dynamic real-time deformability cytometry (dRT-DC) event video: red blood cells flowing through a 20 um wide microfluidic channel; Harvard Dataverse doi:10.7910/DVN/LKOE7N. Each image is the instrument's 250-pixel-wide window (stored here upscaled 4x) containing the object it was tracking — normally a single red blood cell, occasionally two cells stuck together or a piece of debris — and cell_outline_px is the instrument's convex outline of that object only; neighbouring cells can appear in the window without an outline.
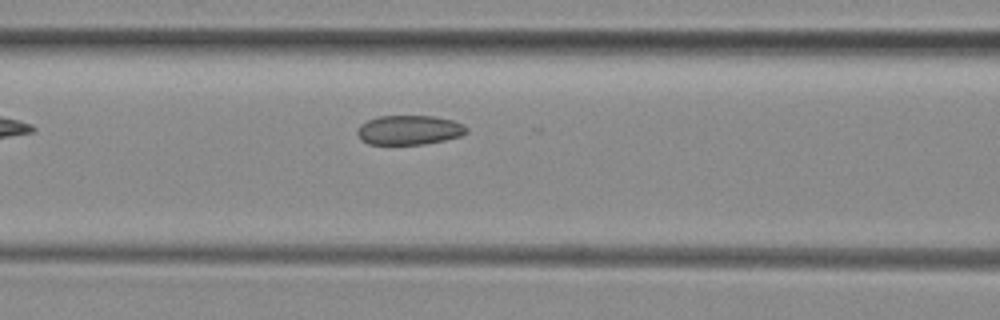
{"species": "common noctule bat (a hibernating species)", "species_latin": "Nyctalus noctula", "temperature_condition": "room temperature", "stored_images_in_passage": 16, "camera_frame_rate_fps": 3000, "um_per_image_px": 0.085, "animal": {"sex": "female", "body_mass_g": 29.2, "forearm_length_mm": 56.3}, "frame": {"image": 1, "passage_image": 5, "time_ms": 1.333, "image_size_px": [1000, 320], "cell_outline_px": [[468, 132], [460, 136], [444, 140], [424, 144], [368, 144], [360, 140], [356, 132], [356, 128], [360, 124], [368, 120], [380, 116], [432, 116], [452, 120], [464, 124], [468, 128]], "centroid_in_image_um": [34.76, 11.05], "position_along_channel_um": 131.8, "area_um2": 18.84}}
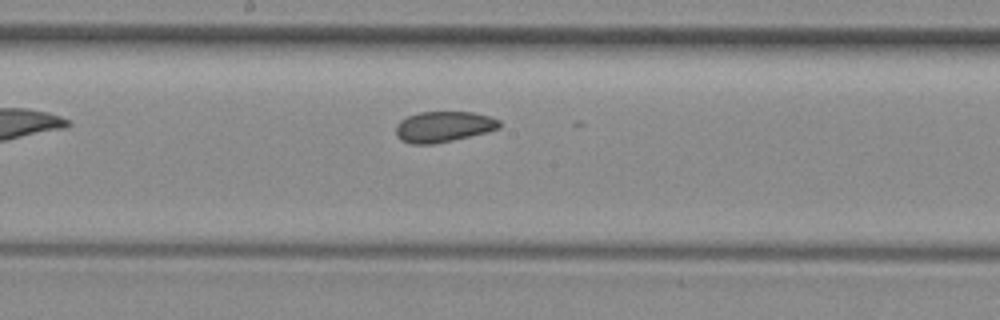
{"frame": {"image": 2, "passage_image": 11, "time_ms": 3.333, "image_size_px": [1000, 320], "cell_outline_px": [[500, 128], [488, 132], [452, 140], [432, 144], [412, 144], [400, 140], [396, 136], [396, 124], [400, 120], [408, 116], [420, 112], [472, 112], [488, 116], [500, 120]], "centroid_in_image_um": [37.68, 10.77], "position_along_channel_um": 210.5, "area_um2": 18.55}}
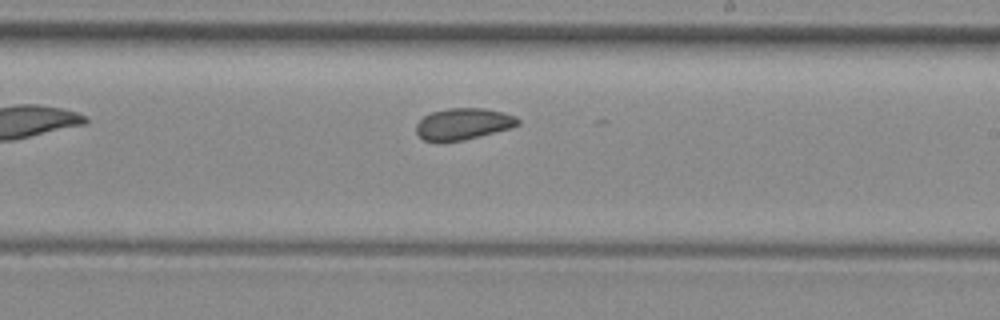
{"frame": {"image": 3, "passage_image": 14, "time_ms": 4.333, "image_size_px": [1000, 320], "cell_outline_px": [[520, 124], [508, 128], [464, 140], [424, 140], [416, 132], [416, 124], [424, 116], [432, 112], [448, 108], [484, 108], [504, 112], [516, 116], [520, 120]], "centroid_in_image_um": [39.39, 10.5], "position_along_channel_um": 249.6, "area_um2": 18.32}}